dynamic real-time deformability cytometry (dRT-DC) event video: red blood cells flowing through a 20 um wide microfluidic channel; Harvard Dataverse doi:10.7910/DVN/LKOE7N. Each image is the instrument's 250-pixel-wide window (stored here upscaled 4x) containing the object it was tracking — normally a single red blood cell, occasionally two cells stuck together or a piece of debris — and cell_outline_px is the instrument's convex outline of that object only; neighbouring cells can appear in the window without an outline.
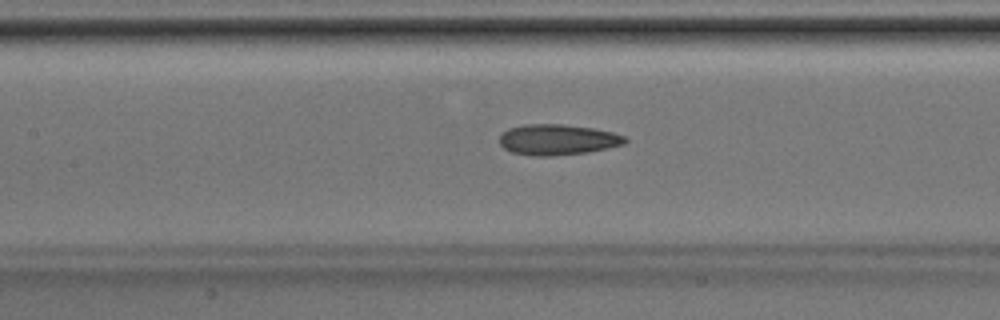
{"species": "Egyptian fruit bat (a non-hibernating species)", "species_latin": "Rousettus aegyptiacus", "temperature_condition": "room temperature", "stored_images_in_passage": 40, "camera_frame_rate_fps": 3000, "um_per_image_px": 0.085, "animal": {"sex": "male"}, "frame": {"image": 1, "passage_image": 18, "time_ms": 5.667, "image_size_px": [1000, 320], "cell_outline_px": [[628, 140], [624, 144], [588, 152], [552, 156], [532, 156], [512, 152], [504, 148], [500, 144], [500, 136], [508, 128], [524, 124], [564, 124], [592, 128], [612, 132], [624, 136]], "centroid_in_image_um": [47.38, 11.87], "position_along_channel_um": 160.0, "area_um2": 22.43}}